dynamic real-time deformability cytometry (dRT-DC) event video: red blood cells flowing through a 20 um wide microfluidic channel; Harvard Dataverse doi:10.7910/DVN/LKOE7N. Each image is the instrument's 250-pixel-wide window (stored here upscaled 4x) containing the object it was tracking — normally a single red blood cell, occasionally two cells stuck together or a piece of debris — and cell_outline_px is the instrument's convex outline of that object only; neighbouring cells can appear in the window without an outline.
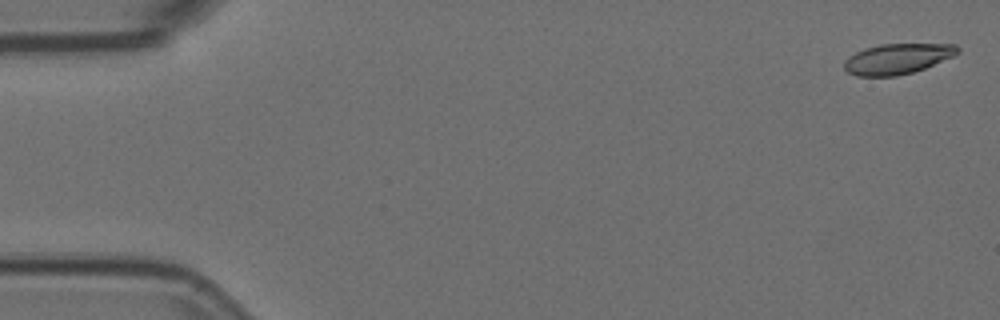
{"species": "Egyptian fruit bat (a non-hibernating species)", "species_latin": "Rousettus aegyptiacus", "temperature_condition": "room temperature", "stored_images_in_passage": 9, "camera_frame_rate_fps": 3000, "um_per_image_px": 0.085, "animal": {"sex": "female"}, "frame": {"image": 1, "passage_image": 1, "time_ms": 0.0, "image_size_px": [1000, 320], "cell_outline_px": [[960, 52], [952, 56], [924, 68], [912, 72], [896, 76], [856, 76], [848, 72], [844, 68], [844, 60], [848, 56], [864, 48], [880, 44], [956, 44], [960, 48]], "centroid_in_image_um": [76.25, 4.99], "position_along_channel_um": 8.8, "area_um2": 20.06}}
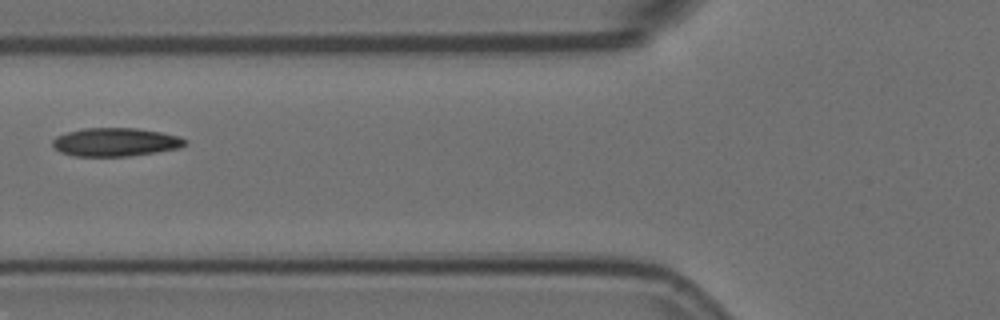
{"frame": {"image": 2, "passage_image": 6, "time_ms": 1.667, "image_size_px": [1000, 320], "cell_outline_px": [[188, 144], [180, 148], [132, 156], [72, 156], [60, 152], [52, 144], [52, 140], [56, 136], [68, 132], [84, 128], [136, 128], [160, 132], [180, 136], [188, 140]], "centroid_in_image_um": [9.85, 12.08], "position_along_channel_um": 115.9, "area_um2": 22.08}}
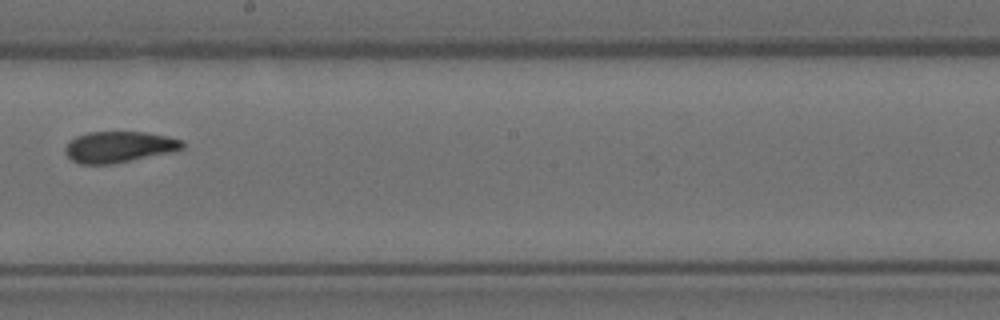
{"frame": {"image": 3, "passage_image": 9, "time_ms": 2.667, "image_size_px": [1000, 320], "cell_outline_px": [[184, 148], [168, 152], [112, 164], [80, 164], [72, 160], [64, 152], [64, 148], [68, 140], [76, 136], [88, 132], [144, 132], [168, 136], [184, 140]], "centroid_in_image_um": [10.07, 12.47], "position_along_channel_um": 238.1, "area_um2": 21.21}}